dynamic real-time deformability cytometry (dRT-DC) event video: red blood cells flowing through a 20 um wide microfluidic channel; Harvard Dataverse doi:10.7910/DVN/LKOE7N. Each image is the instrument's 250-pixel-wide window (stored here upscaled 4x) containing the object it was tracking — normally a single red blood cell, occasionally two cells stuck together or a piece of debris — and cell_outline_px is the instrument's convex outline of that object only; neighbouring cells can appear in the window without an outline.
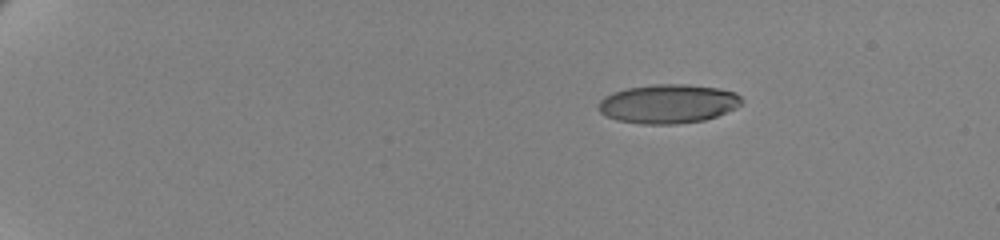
{"species": "human", "species_latin": "Homo sapiens", "temperature_condition": "cold", "stored_images_in_passage": 51, "camera_frame_rate_fps": 3000, "um_per_image_px": 0.085, "donor": {"sex": "female"}, "frame": {"image": 1, "passage_image": 1, "time_ms": 0.0, "image_size_px": [1000, 240], "cell_outline_px": [[744, 100], [736, 108], [716, 116], [704, 120], [676, 124], [640, 124], [616, 120], [604, 116], [600, 112], [600, 100], [604, 96], [612, 92], [628, 88], [656, 84], [684, 84], [716, 88], [736, 92]], "centroid_in_image_um": [56.78, 8.83], "position_along_channel_um": 28.2, "area_um2": 32.54}}
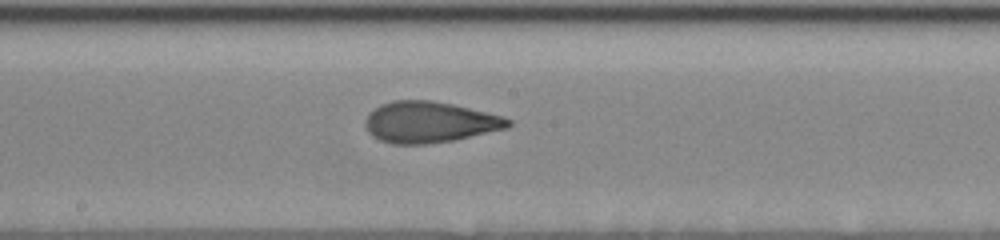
{"frame": {"image": 2, "passage_image": 27, "time_ms": 8.667, "image_size_px": [1000, 240], "cell_outline_px": [[512, 124], [508, 128], [456, 140], [428, 144], [392, 144], [380, 140], [372, 136], [368, 132], [364, 124], [364, 120], [368, 112], [380, 104], [392, 100], [432, 100], [452, 104], [500, 116], [512, 120]], "centroid_in_image_um": [36.46, 10.39], "position_along_channel_um": 211.7, "area_um2": 34.45}}
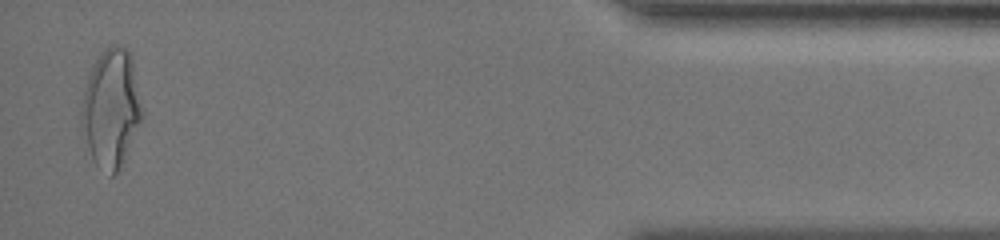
{"frame": {"image": 3, "passage_image": 50, "time_ms": 16.333, "image_size_px": [1000, 240], "cell_outline_px": [[144, 116], [116, 172], [112, 176], [96, 164], [92, 160], [80, 128], [80, 108], [84, 92], [92, 68], [100, 52], [104, 48], [112, 44], [116, 44], [128, 48], [132, 60], [144, 112]], "centroid_in_image_um": [9.43, 9.17], "position_along_channel_um": 425.8, "area_um2": 41.62}, "authors_computed_cell_mechanics": {"area_um2": 33.9286, "velocity_mm_per_s": 3.4843, "shape_relaxation_time_tau1_ms": 5.503, "shape_relaxation_time_tau2_ms": 1.4994, "deformation_change_tau1": 0.1894, "deformation_change_tau2": 0.0841}}